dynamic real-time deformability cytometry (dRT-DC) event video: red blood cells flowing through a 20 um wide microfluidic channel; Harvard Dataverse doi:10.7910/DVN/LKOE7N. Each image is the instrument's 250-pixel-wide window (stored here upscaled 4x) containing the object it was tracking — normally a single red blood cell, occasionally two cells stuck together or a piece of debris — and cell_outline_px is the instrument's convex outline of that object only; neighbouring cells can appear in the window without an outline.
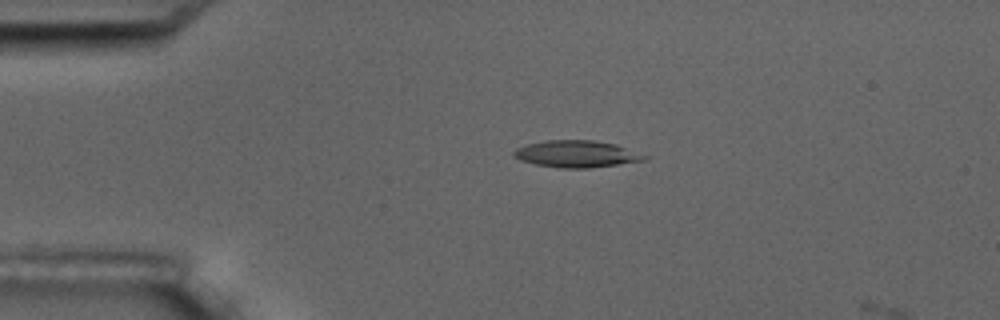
{"species": "common noctule bat (a hibernating species)", "species_latin": "Nyctalus noctula", "temperature_condition": "room temperature", "stored_images_in_passage": 5, "camera_frame_rate_fps": 3000, "um_per_image_px": 0.085, "animal": {"sex": "male", "body_mass_g": 17.5, "forearm_length_mm": 52.3}, "frame": {"image": 1, "passage_image": 4, "time_ms": 3.333, "image_size_px": [1000, 320], "cell_outline_px": [[648, 156], [644, 160], [588, 168], [560, 168], [536, 164], [520, 160], [512, 156], [512, 152], [516, 148], [528, 144], [544, 140], [592, 140], [616, 144]], "centroid_in_image_um": [48.95, 13.08], "position_along_channel_um": 36.0, "area_um2": 20.29}}